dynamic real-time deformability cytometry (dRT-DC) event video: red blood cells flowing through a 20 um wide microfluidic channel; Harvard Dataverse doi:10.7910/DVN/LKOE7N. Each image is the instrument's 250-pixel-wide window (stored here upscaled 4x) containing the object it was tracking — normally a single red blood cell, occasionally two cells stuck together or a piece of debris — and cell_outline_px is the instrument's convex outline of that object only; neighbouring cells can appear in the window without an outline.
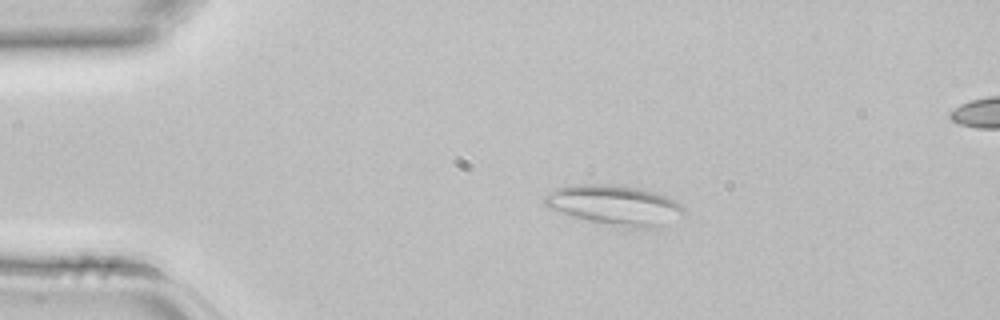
{"species": "common noctule bat (a hibernating species)", "species_latin": "Nyctalus noctula", "temperature_condition": "room temperature", "stored_images_in_passage": 2, "camera_frame_rate_fps": 3000, "um_per_image_px": 0.085, "animal": {"sex": "female", "body_mass_g": 22.7, "forearm_length_mm": 54.2}, "frame": {"image": 1, "passage_image": 1, "time_ms": 0.0, "image_size_px": [1000, 320], "cell_outline_px": [[688, 208], [684, 216], [660, 228], [624, 228], [560, 212], [548, 208], [544, 204], [544, 196], [548, 192], [556, 188], [576, 184], [616, 184], [656, 192]], "centroid_in_image_um": [52.32, 17.45], "position_along_channel_um": 32.7, "area_um2": 32.6}}